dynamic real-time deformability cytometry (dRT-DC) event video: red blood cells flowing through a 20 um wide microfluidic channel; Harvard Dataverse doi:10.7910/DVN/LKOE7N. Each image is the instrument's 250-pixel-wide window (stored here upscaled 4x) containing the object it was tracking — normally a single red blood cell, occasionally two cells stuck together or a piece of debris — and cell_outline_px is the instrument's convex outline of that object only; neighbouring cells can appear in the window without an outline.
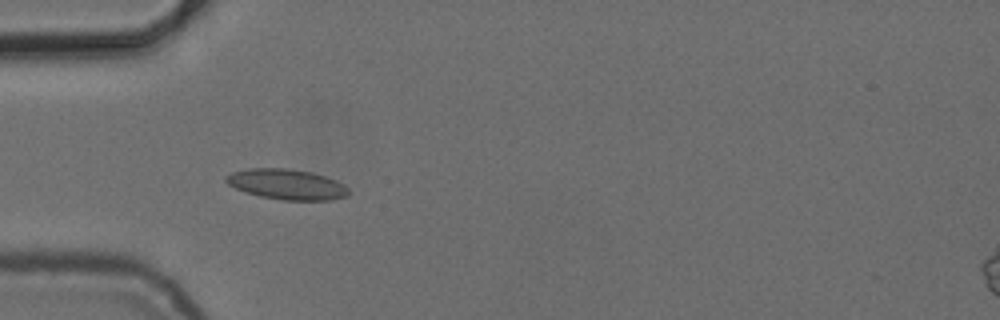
{"species": "common noctule bat (a hibernating species)", "species_latin": "Nyctalus noctula", "temperature_condition": "cold", "stored_images_in_passage": 7, "camera_frame_rate_fps": 3000, "um_per_image_px": 0.085, "animal": {"sex": "female", "body_mass_g": 24.6, "forearm_length_mm": 56.2}, "frame": {"image": 1, "passage_image": 4, "time_ms": 5.0, "image_size_px": [1000, 320], "cell_outline_px": [[348, 196], [332, 200], [280, 200], [260, 196], [236, 188], [228, 184], [224, 180], [224, 176], [232, 172], [248, 168], [284, 168], [312, 172], [336, 180], [344, 184], [348, 188]], "centroid_in_image_um": [24.38, 15.66], "position_along_channel_um": 60.6, "area_um2": 21.73}}
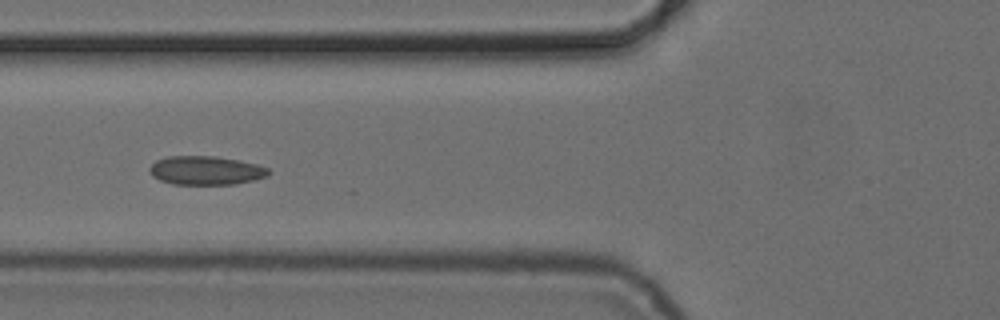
{"frame": {"image": 2, "passage_image": 5, "time_ms": 6.333, "image_size_px": [1000, 320], "cell_outline_px": [[272, 172], [268, 176], [236, 184], [172, 184], [160, 180], [152, 176], [148, 172], [148, 168], [156, 160], [168, 156], [216, 156], [240, 160], [256, 164], [268, 168]], "centroid_in_image_um": [17.49, 14.48], "position_along_channel_um": 108.3, "area_um2": 20.11}}
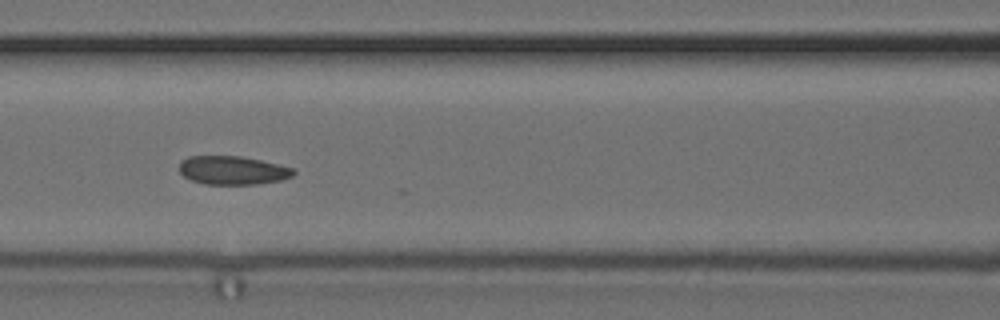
{"frame": {"image": 3, "passage_image": 6, "time_ms": 7.333, "image_size_px": [1000, 320], "cell_outline_px": [[296, 172], [292, 176], [280, 180], [256, 184], [204, 184], [192, 180], [184, 176], [180, 172], [180, 160], [188, 156], [240, 156], [260, 160], [296, 168]], "centroid_in_image_um": [19.78, 14.47], "position_along_channel_um": 146.8, "area_um2": 19.02}}